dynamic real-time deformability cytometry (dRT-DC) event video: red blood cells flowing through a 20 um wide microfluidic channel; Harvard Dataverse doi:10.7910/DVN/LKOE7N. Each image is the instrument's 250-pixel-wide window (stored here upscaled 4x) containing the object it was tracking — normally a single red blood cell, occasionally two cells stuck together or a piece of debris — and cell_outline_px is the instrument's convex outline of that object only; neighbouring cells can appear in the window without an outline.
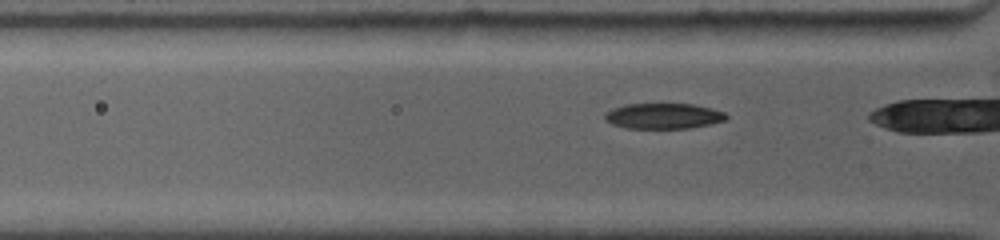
{"species": "common noctule bat (a hibernating species)", "species_latin": "Nyctalus noctula", "temperature_condition": "warm", "stored_images_in_passage": 34, "camera_frame_rate_fps": 4500, "um_per_image_px": 0.085, "animal": {"sex": "female", "body_mass_g": 19.0, "forearm_length_mm": 53.3}, "frame": {"image": 1, "passage_image": 14, "time_ms": 2.222, "image_size_px": [1000, 240], "cell_outline_px": [[728, 116], [724, 120], [692, 128], [628, 128], [612, 124], [604, 120], [604, 112], [612, 108], [624, 104], [692, 104], [712, 108], [724, 112]], "centroid_in_image_um": [56.34, 9.85], "position_along_channel_um": 69.5, "area_um2": 18.09}}
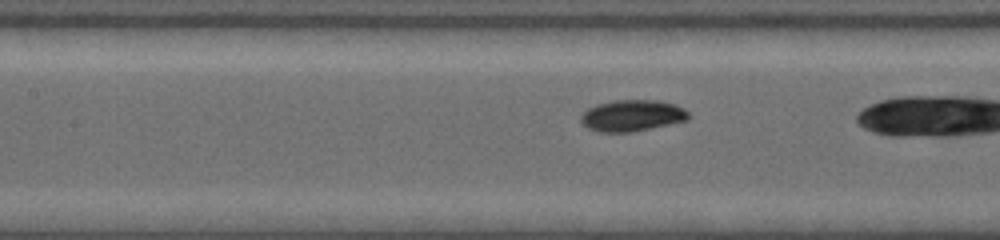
{"frame": {"image": 2, "passage_image": 24, "time_ms": 4.444, "image_size_px": [1000, 240], "cell_outline_px": [[688, 120], [632, 132], [600, 132], [588, 128], [580, 120], [580, 116], [588, 108], [596, 104], [612, 100], [660, 100], [676, 104], [684, 108], [688, 112]], "centroid_in_image_um": [53.73, 9.81], "position_along_channel_um": 153.7, "area_um2": 19.77}}
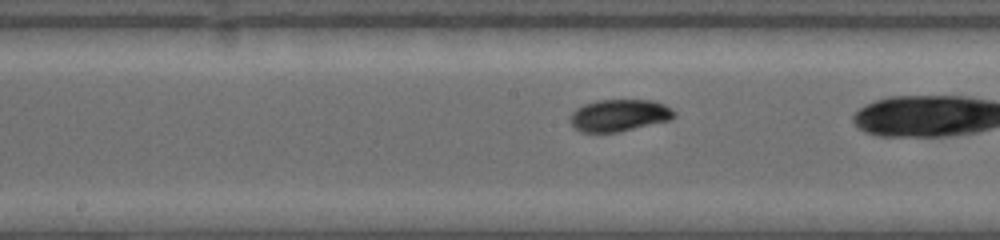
{"frame": {"image": 3, "passage_image": 31, "time_ms": 5.556, "image_size_px": [1000, 240], "cell_outline_px": [[676, 116], [668, 120], [620, 132], [580, 132], [568, 120], [568, 116], [576, 108], [584, 104], [596, 100], [652, 100], [664, 104], [672, 108], [676, 112]], "centroid_in_image_um": [52.61, 9.8], "position_along_channel_um": 195.6, "area_um2": 19.54}}